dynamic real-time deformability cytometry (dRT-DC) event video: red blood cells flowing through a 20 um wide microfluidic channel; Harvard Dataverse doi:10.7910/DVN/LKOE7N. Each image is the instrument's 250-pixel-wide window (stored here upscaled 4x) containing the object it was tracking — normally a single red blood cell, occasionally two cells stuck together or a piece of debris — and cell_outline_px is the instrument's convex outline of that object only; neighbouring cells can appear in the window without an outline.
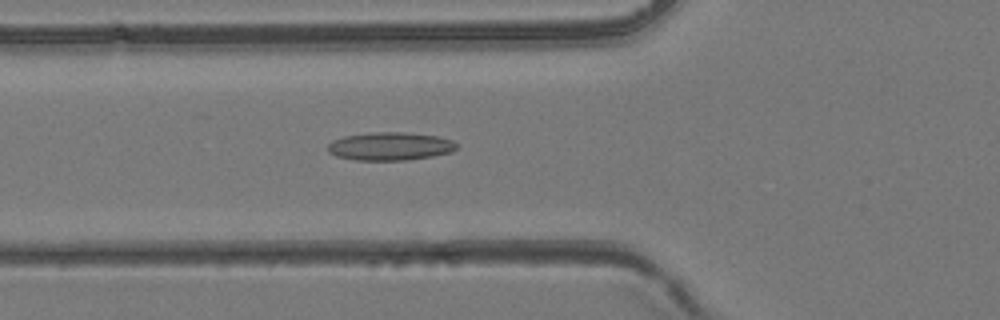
{"species": "common noctule bat (a hibernating species)", "species_latin": "Nyctalus noctula", "temperature_condition": "room temperature", "stored_images_in_passage": 29, "camera_frame_rate_fps": 3000, "um_per_image_px": 0.085, "animal": {"sex": "female", "body_mass_g": 24.6, "forearm_length_mm": 56.2}, "frame": {"image": 1, "passage_image": 5, "time_ms": 1.333, "image_size_px": [1000, 320], "cell_outline_px": [[456, 148], [452, 152], [432, 156], [408, 160], [356, 160], [336, 156], [328, 152], [328, 144], [332, 140], [344, 136], [368, 132], [400, 132], [436, 136], [452, 140], [456, 144]], "centroid_in_image_um": [33.12, 12.43], "position_along_channel_um": 92.7, "area_um2": 21.1}}
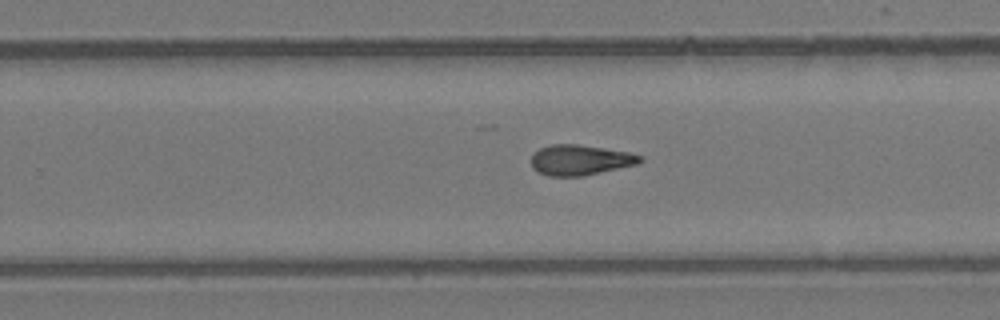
{"frame": {"image": 2, "passage_image": 17, "time_ms": 5.333, "image_size_px": [1000, 320], "cell_outline_px": [[644, 160], [640, 164], [584, 176], [548, 176], [536, 172], [532, 168], [532, 156], [540, 148], [552, 144], [576, 144], [604, 148], [628, 152], [644, 156]], "centroid_in_image_um": [49.36, 13.61], "position_along_channel_um": 280.4, "area_um2": 19.48}}
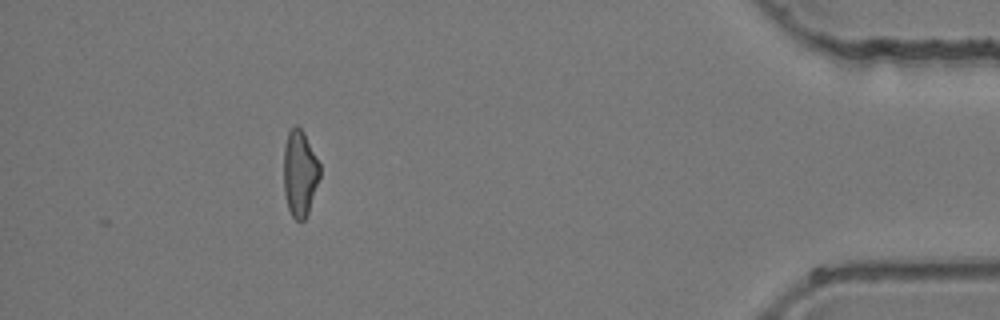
{"frame": {"image": 3, "passage_image": 29, "time_ms": 9.333, "image_size_px": [1000, 320], "cell_outline_px": [[320, 176], [308, 212], [304, 220], [296, 220], [292, 216], [288, 208], [284, 192], [284, 148], [288, 132], [296, 124], [304, 132], [320, 164]], "centroid_in_image_um": [25.48, 14.72], "position_along_channel_um": 409.7, "area_um2": 18.03}}